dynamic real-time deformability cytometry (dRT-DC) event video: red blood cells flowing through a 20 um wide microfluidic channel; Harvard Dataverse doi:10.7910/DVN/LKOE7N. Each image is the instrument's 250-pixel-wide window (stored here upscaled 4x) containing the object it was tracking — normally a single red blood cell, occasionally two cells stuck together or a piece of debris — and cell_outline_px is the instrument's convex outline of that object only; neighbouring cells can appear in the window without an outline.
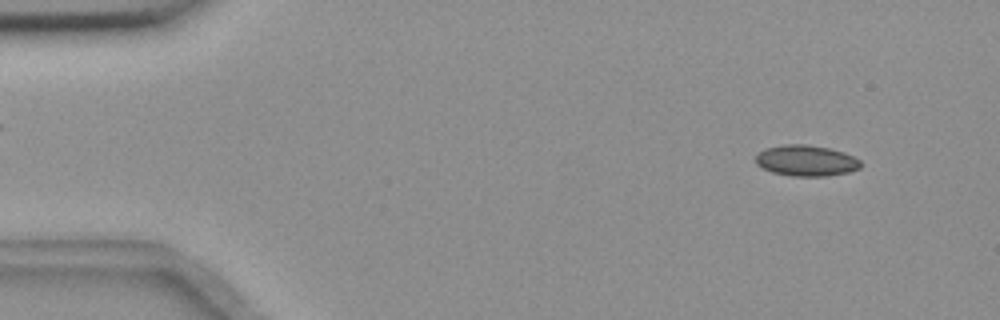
{"species": "common noctule bat (a hibernating species)", "species_latin": "Nyctalus noctula", "temperature_condition": "room temperature", "stored_images_in_passage": 54, "camera_frame_rate_fps": 3000, "um_per_image_px": 0.085, "animal": {"sex": "female", "body_mass_g": 18.4}, "frame": {"image": 1, "passage_image": 5, "time_ms": 1.333, "image_size_px": [1000, 320], "cell_outline_px": [[860, 168], [848, 172], [828, 176], [792, 176], [772, 172], [756, 164], [756, 156], [764, 148], [784, 144], [808, 144], [828, 148], [844, 152], [860, 160]], "centroid_in_image_um": [68.52, 13.65], "position_along_channel_um": 16.5, "area_um2": 18.9}}
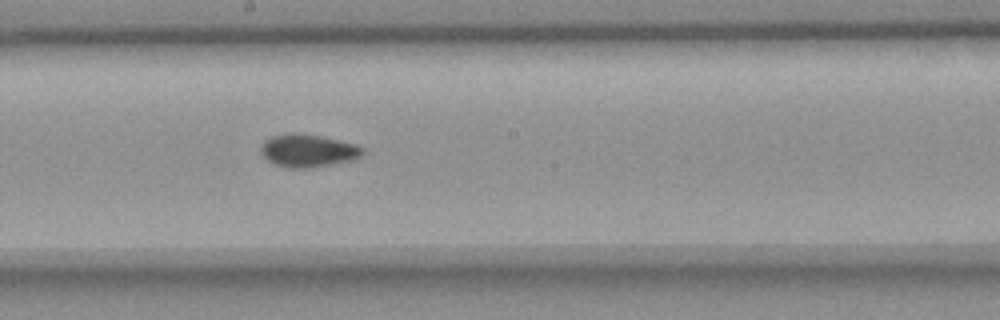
{"frame": {"image": 2, "passage_image": 30, "time_ms": 9.667, "image_size_px": [1000, 320], "cell_outline_px": [[364, 156], [356, 160], [308, 168], [288, 168], [276, 164], [268, 160], [260, 152], [260, 148], [264, 140], [272, 136], [288, 132], [296, 132], [320, 136], [356, 144], [364, 148]], "centroid_in_image_um": [26.21, 12.8], "position_along_channel_um": 222.0, "area_um2": 19.71}}
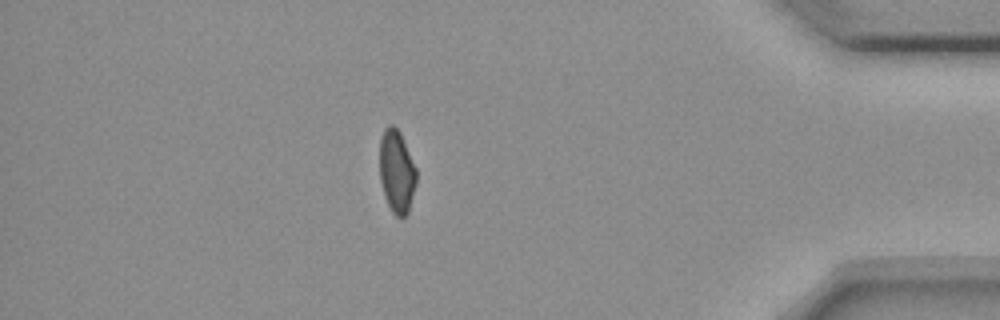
{"frame": {"image": 3, "passage_image": 48, "time_ms": 15.667, "image_size_px": [1000, 320], "cell_outline_px": [[416, 184], [408, 212], [404, 216], [396, 216], [392, 212], [384, 196], [380, 180], [380, 140], [384, 128], [388, 124], [392, 124], [400, 132], [416, 168]], "centroid_in_image_um": [33.71, 14.56], "position_along_channel_um": 401.5, "area_um2": 17.69}, "authors_computed_cell_mechanics": {"area_um2": 18.5827, "velocity_mm_per_s": 3.6712, "shape_relaxation_time_tau1_ms": null, "shape_relaxation_time_tau2_ms": 4.3635, "deformation_change_tau1": null, "deformation_change_tau2": 0.0666}}